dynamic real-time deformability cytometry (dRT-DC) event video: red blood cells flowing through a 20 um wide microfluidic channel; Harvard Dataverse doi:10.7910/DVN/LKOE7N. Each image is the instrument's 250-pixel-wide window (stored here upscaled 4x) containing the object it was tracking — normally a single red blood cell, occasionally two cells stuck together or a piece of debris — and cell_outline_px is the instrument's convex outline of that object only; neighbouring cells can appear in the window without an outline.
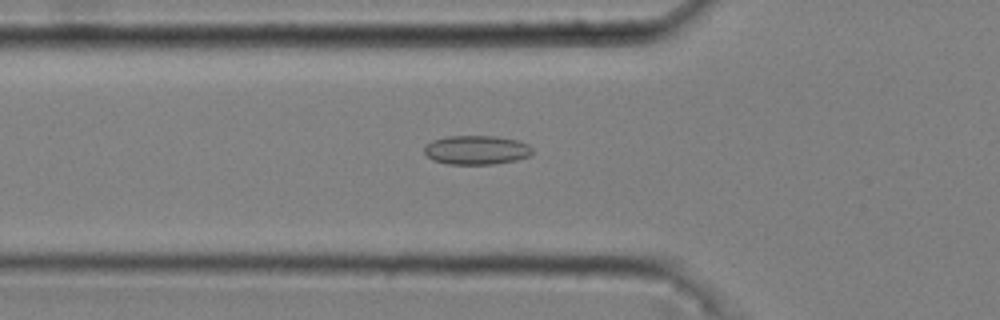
{"species": "common noctule bat (a hibernating species)", "species_latin": "Nyctalus noctula", "temperature_condition": "cold", "stored_images_in_passage": 38, "camera_frame_rate_fps": 3000, "um_per_image_px": 0.085, "animal": {"sex": "male", "body_mass_g": 20.4}, "frame": {"image": 1, "passage_image": 6, "time_ms": 1.667, "image_size_px": [1000, 320], "cell_outline_px": [[532, 152], [528, 156], [516, 160], [492, 164], [448, 164], [432, 160], [424, 152], [424, 148], [432, 140], [448, 136], [496, 136], [516, 140], [528, 144], [532, 148]], "centroid_in_image_um": [40.49, 12.75], "position_along_channel_um": 85.3, "area_um2": 18.21}}
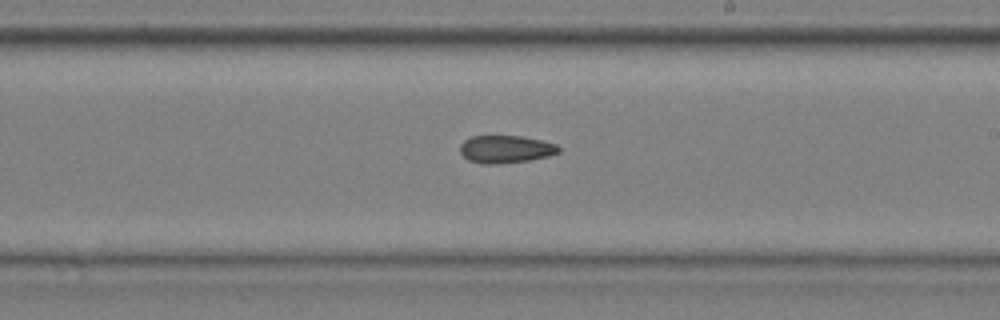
{"frame": {"image": 2, "passage_image": 19, "time_ms": 6.0, "image_size_px": [1000, 320], "cell_outline_px": [[560, 152], [548, 156], [528, 160], [496, 164], [480, 164], [468, 160], [460, 152], [460, 144], [464, 140], [472, 136], [520, 136], [540, 140], [556, 144], [560, 148]], "centroid_in_image_um": [42.96, 12.68], "position_along_channel_um": 246.0, "area_um2": 15.84}}
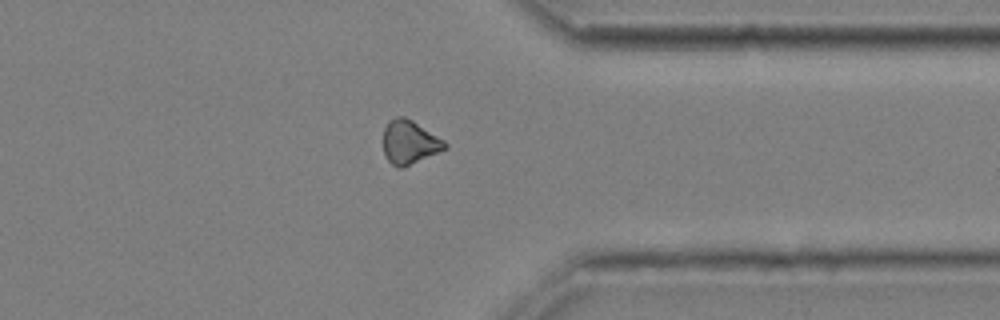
{"frame": {"image": 3, "passage_image": 30, "time_ms": 9.667, "image_size_px": [1000, 320], "cell_outline_px": [[448, 148], [404, 168], [396, 168], [388, 160], [384, 152], [384, 128], [388, 120], [396, 116], [404, 116], [412, 120], [444, 140], [448, 144]], "centroid_in_image_um": [34.81, 12.09], "position_along_channel_um": 376.6, "area_um2": 15.84}}